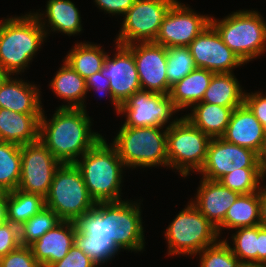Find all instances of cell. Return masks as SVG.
Listing matches in <instances>:
<instances>
[{
    "instance_id": "1f68e13d",
    "label": "cell",
    "mask_w": 266,
    "mask_h": 267,
    "mask_svg": "<svg viewBox=\"0 0 266 267\" xmlns=\"http://www.w3.org/2000/svg\"><path fill=\"white\" fill-rule=\"evenodd\" d=\"M21 176V146L0 141V193L17 189Z\"/></svg>"
},
{
    "instance_id": "4dcf8cb0",
    "label": "cell",
    "mask_w": 266,
    "mask_h": 267,
    "mask_svg": "<svg viewBox=\"0 0 266 267\" xmlns=\"http://www.w3.org/2000/svg\"><path fill=\"white\" fill-rule=\"evenodd\" d=\"M45 207V198L19 189L6 193V221L21 226Z\"/></svg>"
},
{
    "instance_id": "f546056e",
    "label": "cell",
    "mask_w": 266,
    "mask_h": 267,
    "mask_svg": "<svg viewBox=\"0 0 266 267\" xmlns=\"http://www.w3.org/2000/svg\"><path fill=\"white\" fill-rule=\"evenodd\" d=\"M108 54L101 46L87 43H77L64 58L65 62L82 78L86 79L103 68L104 60Z\"/></svg>"
},
{
    "instance_id": "cb8c5ba5",
    "label": "cell",
    "mask_w": 266,
    "mask_h": 267,
    "mask_svg": "<svg viewBox=\"0 0 266 267\" xmlns=\"http://www.w3.org/2000/svg\"><path fill=\"white\" fill-rule=\"evenodd\" d=\"M46 13L40 14L34 13V15L39 20L42 27H44V31L47 34L48 29L47 26L51 28L52 31L63 32L64 34L75 35L79 34L82 29L81 25V17L79 14L78 8H76L75 4L70 0H49L46 5ZM45 15V16H44ZM44 16V17H43ZM44 20V22H43ZM49 24V25H48Z\"/></svg>"
},
{
    "instance_id": "e0dca14e",
    "label": "cell",
    "mask_w": 266,
    "mask_h": 267,
    "mask_svg": "<svg viewBox=\"0 0 266 267\" xmlns=\"http://www.w3.org/2000/svg\"><path fill=\"white\" fill-rule=\"evenodd\" d=\"M197 68L218 73H232L233 68L245 64L209 25L188 46Z\"/></svg>"
},
{
    "instance_id": "2e32d148",
    "label": "cell",
    "mask_w": 266,
    "mask_h": 267,
    "mask_svg": "<svg viewBox=\"0 0 266 267\" xmlns=\"http://www.w3.org/2000/svg\"><path fill=\"white\" fill-rule=\"evenodd\" d=\"M126 47L132 52L141 89L169 95L166 76L167 48L154 42H135Z\"/></svg>"
},
{
    "instance_id": "30bf717a",
    "label": "cell",
    "mask_w": 266,
    "mask_h": 267,
    "mask_svg": "<svg viewBox=\"0 0 266 267\" xmlns=\"http://www.w3.org/2000/svg\"><path fill=\"white\" fill-rule=\"evenodd\" d=\"M176 0H135L123 16L116 44L154 42L161 23Z\"/></svg>"
},
{
    "instance_id": "603a6c76",
    "label": "cell",
    "mask_w": 266,
    "mask_h": 267,
    "mask_svg": "<svg viewBox=\"0 0 266 267\" xmlns=\"http://www.w3.org/2000/svg\"><path fill=\"white\" fill-rule=\"evenodd\" d=\"M41 114H22L0 108V141L19 146L39 140Z\"/></svg>"
},
{
    "instance_id": "b9f144b4",
    "label": "cell",
    "mask_w": 266,
    "mask_h": 267,
    "mask_svg": "<svg viewBox=\"0 0 266 267\" xmlns=\"http://www.w3.org/2000/svg\"><path fill=\"white\" fill-rule=\"evenodd\" d=\"M85 81H86L87 92L89 90L95 89L103 94H108L110 99L112 100L111 101L112 104H114L115 106L114 108L116 109L117 114H119L120 104L113 98V95L109 87V79L102 76L101 71L96 72L92 76H89L88 78L85 79ZM102 95L100 97H102Z\"/></svg>"
},
{
    "instance_id": "d4e9b609",
    "label": "cell",
    "mask_w": 266,
    "mask_h": 267,
    "mask_svg": "<svg viewBox=\"0 0 266 267\" xmlns=\"http://www.w3.org/2000/svg\"><path fill=\"white\" fill-rule=\"evenodd\" d=\"M235 108L198 102L191 108L192 113L184 117L210 138H221Z\"/></svg>"
},
{
    "instance_id": "bcb514c9",
    "label": "cell",
    "mask_w": 266,
    "mask_h": 267,
    "mask_svg": "<svg viewBox=\"0 0 266 267\" xmlns=\"http://www.w3.org/2000/svg\"><path fill=\"white\" fill-rule=\"evenodd\" d=\"M257 157H258V163L260 164L261 170L264 173H266V129H265V134H264L261 148L257 153Z\"/></svg>"
},
{
    "instance_id": "7dc6e473",
    "label": "cell",
    "mask_w": 266,
    "mask_h": 267,
    "mask_svg": "<svg viewBox=\"0 0 266 267\" xmlns=\"http://www.w3.org/2000/svg\"><path fill=\"white\" fill-rule=\"evenodd\" d=\"M6 221V193H0V225Z\"/></svg>"
},
{
    "instance_id": "836d02e7",
    "label": "cell",
    "mask_w": 266,
    "mask_h": 267,
    "mask_svg": "<svg viewBox=\"0 0 266 267\" xmlns=\"http://www.w3.org/2000/svg\"><path fill=\"white\" fill-rule=\"evenodd\" d=\"M196 68L189 47L178 46L167 48L166 76L170 87Z\"/></svg>"
},
{
    "instance_id": "e575fe53",
    "label": "cell",
    "mask_w": 266,
    "mask_h": 267,
    "mask_svg": "<svg viewBox=\"0 0 266 267\" xmlns=\"http://www.w3.org/2000/svg\"><path fill=\"white\" fill-rule=\"evenodd\" d=\"M265 173L261 168H242V171L230 172L224 175L219 182L228 189L239 194L258 192L261 188Z\"/></svg>"
},
{
    "instance_id": "4fadbf2b",
    "label": "cell",
    "mask_w": 266,
    "mask_h": 267,
    "mask_svg": "<svg viewBox=\"0 0 266 267\" xmlns=\"http://www.w3.org/2000/svg\"><path fill=\"white\" fill-rule=\"evenodd\" d=\"M210 21L208 15H198L176 0L165 15L154 43L166 48L188 47L210 25Z\"/></svg>"
},
{
    "instance_id": "d6986e66",
    "label": "cell",
    "mask_w": 266,
    "mask_h": 267,
    "mask_svg": "<svg viewBox=\"0 0 266 267\" xmlns=\"http://www.w3.org/2000/svg\"><path fill=\"white\" fill-rule=\"evenodd\" d=\"M75 221H61L29 247L41 267H50L62 260L74 245Z\"/></svg>"
},
{
    "instance_id": "4316f807",
    "label": "cell",
    "mask_w": 266,
    "mask_h": 267,
    "mask_svg": "<svg viewBox=\"0 0 266 267\" xmlns=\"http://www.w3.org/2000/svg\"><path fill=\"white\" fill-rule=\"evenodd\" d=\"M63 63L49 85L57 97L68 102V105L62 104L59 108L85 109L86 81L65 61Z\"/></svg>"
},
{
    "instance_id": "7a4b0ae2",
    "label": "cell",
    "mask_w": 266,
    "mask_h": 267,
    "mask_svg": "<svg viewBox=\"0 0 266 267\" xmlns=\"http://www.w3.org/2000/svg\"><path fill=\"white\" fill-rule=\"evenodd\" d=\"M106 142L102 137L80 158L81 160L74 163L95 203L122 201V168L126 166L118 156L116 148Z\"/></svg>"
},
{
    "instance_id": "7c38bea8",
    "label": "cell",
    "mask_w": 266,
    "mask_h": 267,
    "mask_svg": "<svg viewBox=\"0 0 266 267\" xmlns=\"http://www.w3.org/2000/svg\"><path fill=\"white\" fill-rule=\"evenodd\" d=\"M176 111L169 95L140 90L120 105L119 114H126L123 126L164 127Z\"/></svg>"
},
{
    "instance_id": "277c9868",
    "label": "cell",
    "mask_w": 266,
    "mask_h": 267,
    "mask_svg": "<svg viewBox=\"0 0 266 267\" xmlns=\"http://www.w3.org/2000/svg\"><path fill=\"white\" fill-rule=\"evenodd\" d=\"M167 127L121 126L112 145L128 168L168 167ZM161 130V131H160Z\"/></svg>"
},
{
    "instance_id": "9a60e30c",
    "label": "cell",
    "mask_w": 266,
    "mask_h": 267,
    "mask_svg": "<svg viewBox=\"0 0 266 267\" xmlns=\"http://www.w3.org/2000/svg\"><path fill=\"white\" fill-rule=\"evenodd\" d=\"M242 168H261L256 152L222 138H211L205 163L199 172L202 178L219 181L224 175L242 171Z\"/></svg>"
},
{
    "instance_id": "52a82bcc",
    "label": "cell",
    "mask_w": 266,
    "mask_h": 267,
    "mask_svg": "<svg viewBox=\"0 0 266 267\" xmlns=\"http://www.w3.org/2000/svg\"><path fill=\"white\" fill-rule=\"evenodd\" d=\"M211 138L197 129L184 116L176 118L167 127L168 166L187 177L191 170L203 167Z\"/></svg>"
},
{
    "instance_id": "6da1fadb",
    "label": "cell",
    "mask_w": 266,
    "mask_h": 267,
    "mask_svg": "<svg viewBox=\"0 0 266 267\" xmlns=\"http://www.w3.org/2000/svg\"><path fill=\"white\" fill-rule=\"evenodd\" d=\"M44 114L43 110L39 140L62 164L75 163L103 137L91 131V120L84 108L58 107L49 121Z\"/></svg>"
},
{
    "instance_id": "d6a6232c",
    "label": "cell",
    "mask_w": 266,
    "mask_h": 267,
    "mask_svg": "<svg viewBox=\"0 0 266 267\" xmlns=\"http://www.w3.org/2000/svg\"><path fill=\"white\" fill-rule=\"evenodd\" d=\"M61 221L53 210L45 206L19 227L21 245L29 246Z\"/></svg>"
},
{
    "instance_id": "60d3db41",
    "label": "cell",
    "mask_w": 266,
    "mask_h": 267,
    "mask_svg": "<svg viewBox=\"0 0 266 267\" xmlns=\"http://www.w3.org/2000/svg\"><path fill=\"white\" fill-rule=\"evenodd\" d=\"M244 103L253 112L256 119L266 129V95L262 92L245 93Z\"/></svg>"
},
{
    "instance_id": "3957f363",
    "label": "cell",
    "mask_w": 266,
    "mask_h": 267,
    "mask_svg": "<svg viewBox=\"0 0 266 267\" xmlns=\"http://www.w3.org/2000/svg\"><path fill=\"white\" fill-rule=\"evenodd\" d=\"M44 29L34 13L0 21V64L6 75L24 72L46 40Z\"/></svg>"
},
{
    "instance_id": "ab89813d",
    "label": "cell",
    "mask_w": 266,
    "mask_h": 267,
    "mask_svg": "<svg viewBox=\"0 0 266 267\" xmlns=\"http://www.w3.org/2000/svg\"><path fill=\"white\" fill-rule=\"evenodd\" d=\"M50 267H98L83 251L75 244L68 254L60 261L53 263Z\"/></svg>"
},
{
    "instance_id": "ba28073f",
    "label": "cell",
    "mask_w": 266,
    "mask_h": 267,
    "mask_svg": "<svg viewBox=\"0 0 266 267\" xmlns=\"http://www.w3.org/2000/svg\"><path fill=\"white\" fill-rule=\"evenodd\" d=\"M169 255H197L218 241V231L191 202L166 229Z\"/></svg>"
},
{
    "instance_id": "f1b7e54d",
    "label": "cell",
    "mask_w": 266,
    "mask_h": 267,
    "mask_svg": "<svg viewBox=\"0 0 266 267\" xmlns=\"http://www.w3.org/2000/svg\"><path fill=\"white\" fill-rule=\"evenodd\" d=\"M260 224L259 193L240 194L227 210L224 221L217 227L218 234L223 228L237 229ZM222 228V229H221Z\"/></svg>"
},
{
    "instance_id": "5bb4252c",
    "label": "cell",
    "mask_w": 266,
    "mask_h": 267,
    "mask_svg": "<svg viewBox=\"0 0 266 267\" xmlns=\"http://www.w3.org/2000/svg\"><path fill=\"white\" fill-rule=\"evenodd\" d=\"M143 229L140 202H107L108 238L120 249L142 251L145 247Z\"/></svg>"
},
{
    "instance_id": "8d00e7d4",
    "label": "cell",
    "mask_w": 266,
    "mask_h": 267,
    "mask_svg": "<svg viewBox=\"0 0 266 267\" xmlns=\"http://www.w3.org/2000/svg\"><path fill=\"white\" fill-rule=\"evenodd\" d=\"M200 267H239L240 260L235 257L226 239L208 246L199 252Z\"/></svg>"
},
{
    "instance_id": "f35d334b",
    "label": "cell",
    "mask_w": 266,
    "mask_h": 267,
    "mask_svg": "<svg viewBox=\"0 0 266 267\" xmlns=\"http://www.w3.org/2000/svg\"><path fill=\"white\" fill-rule=\"evenodd\" d=\"M20 246L19 226L5 221L0 225V258Z\"/></svg>"
},
{
    "instance_id": "8992f818",
    "label": "cell",
    "mask_w": 266,
    "mask_h": 267,
    "mask_svg": "<svg viewBox=\"0 0 266 267\" xmlns=\"http://www.w3.org/2000/svg\"><path fill=\"white\" fill-rule=\"evenodd\" d=\"M95 204L76 165L61 164L45 197V206L63 221H76L92 210Z\"/></svg>"
},
{
    "instance_id": "83f0119b",
    "label": "cell",
    "mask_w": 266,
    "mask_h": 267,
    "mask_svg": "<svg viewBox=\"0 0 266 267\" xmlns=\"http://www.w3.org/2000/svg\"><path fill=\"white\" fill-rule=\"evenodd\" d=\"M244 94L233 73H218L213 75L201 102L239 107L244 103Z\"/></svg>"
},
{
    "instance_id": "484cf974",
    "label": "cell",
    "mask_w": 266,
    "mask_h": 267,
    "mask_svg": "<svg viewBox=\"0 0 266 267\" xmlns=\"http://www.w3.org/2000/svg\"><path fill=\"white\" fill-rule=\"evenodd\" d=\"M213 75L214 73L209 70L196 68L173 85L169 96L175 108L179 111L186 107L192 108L195 104L201 102Z\"/></svg>"
},
{
    "instance_id": "8fae6325",
    "label": "cell",
    "mask_w": 266,
    "mask_h": 267,
    "mask_svg": "<svg viewBox=\"0 0 266 267\" xmlns=\"http://www.w3.org/2000/svg\"><path fill=\"white\" fill-rule=\"evenodd\" d=\"M62 163L40 141L21 146V176L17 189L46 197Z\"/></svg>"
},
{
    "instance_id": "7bdbcfd3",
    "label": "cell",
    "mask_w": 266,
    "mask_h": 267,
    "mask_svg": "<svg viewBox=\"0 0 266 267\" xmlns=\"http://www.w3.org/2000/svg\"><path fill=\"white\" fill-rule=\"evenodd\" d=\"M96 5L104 12L110 13L112 15L125 13L130 9V7L134 4L135 0H95Z\"/></svg>"
},
{
    "instance_id": "74e56055",
    "label": "cell",
    "mask_w": 266,
    "mask_h": 267,
    "mask_svg": "<svg viewBox=\"0 0 266 267\" xmlns=\"http://www.w3.org/2000/svg\"><path fill=\"white\" fill-rule=\"evenodd\" d=\"M1 267H41L29 246H20L0 258Z\"/></svg>"
},
{
    "instance_id": "ac0fdd59",
    "label": "cell",
    "mask_w": 266,
    "mask_h": 267,
    "mask_svg": "<svg viewBox=\"0 0 266 267\" xmlns=\"http://www.w3.org/2000/svg\"><path fill=\"white\" fill-rule=\"evenodd\" d=\"M115 49L117 53L113 58L110 55L105 58L101 74L109 79L113 98L121 105L142 89L132 52L119 44Z\"/></svg>"
},
{
    "instance_id": "c3c4849f",
    "label": "cell",
    "mask_w": 266,
    "mask_h": 267,
    "mask_svg": "<svg viewBox=\"0 0 266 267\" xmlns=\"http://www.w3.org/2000/svg\"><path fill=\"white\" fill-rule=\"evenodd\" d=\"M239 267H266L264 263H241Z\"/></svg>"
},
{
    "instance_id": "681fc988",
    "label": "cell",
    "mask_w": 266,
    "mask_h": 267,
    "mask_svg": "<svg viewBox=\"0 0 266 267\" xmlns=\"http://www.w3.org/2000/svg\"><path fill=\"white\" fill-rule=\"evenodd\" d=\"M7 75L6 73L4 72V70L2 69V66L0 64V80L5 78Z\"/></svg>"
},
{
    "instance_id": "44dd1931",
    "label": "cell",
    "mask_w": 266,
    "mask_h": 267,
    "mask_svg": "<svg viewBox=\"0 0 266 267\" xmlns=\"http://www.w3.org/2000/svg\"><path fill=\"white\" fill-rule=\"evenodd\" d=\"M265 134V128L256 119L249 107L243 103L232 113L224 135L226 142L245 147L258 153Z\"/></svg>"
},
{
    "instance_id": "ffe728a7",
    "label": "cell",
    "mask_w": 266,
    "mask_h": 267,
    "mask_svg": "<svg viewBox=\"0 0 266 267\" xmlns=\"http://www.w3.org/2000/svg\"><path fill=\"white\" fill-rule=\"evenodd\" d=\"M196 200L191 203L215 226L225 219L227 210L240 195L223 186L219 181L202 178Z\"/></svg>"
},
{
    "instance_id": "5b68a950",
    "label": "cell",
    "mask_w": 266,
    "mask_h": 267,
    "mask_svg": "<svg viewBox=\"0 0 266 267\" xmlns=\"http://www.w3.org/2000/svg\"><path fill=\"white\" fill-rule=\"evenodd\" d=\"M210 25L244 63L266 51V23L257 11L239 10L221 21L211 18Z\"/></svg>"
},
{
    "instance_id": "9c48e42d",
    "label": "cell",
    "mask_w": 266,
    "mask_h": 267,
    "mask_svg": "<svg viewBox=\"0 0 266 267\" xmlns=\"http://www.w3.org/2000/svg\"><path fill=\"white\" fill-rule=\"evenodd\" d=\"M77 231L74 244L96 265L107 263L121 250L108 238L107 202H98L94 208L75 221Z\"/></svg>"
},
{
    "instance_id": "f6af8a7d",
    "label": "cell",
    "mask_w": 266,
    "mask_h": 267,
    "mask_svg": "<svg viewBox=\"0 0 266 267\" xmlns=\"http://www.w3.org/2000/svg\"><path fill=\"white\" fill-rule=\"evenodd\" d=\"M260 202V225L266 228V186L258 191Z\"/></svg>"
},
{
    "instance_id": "d590c367",
    "label": "cell",
    "mask_w": 266,
    "mask_h": 267,
    "mask_svg": "<svg viewBox=\"0 0 266 267\" xmlns=\"http://www.w3.org/2000/svg\"><path fill=\"white\" fill-rule=\"evenodd\" d=\"M232 236L233 254L241 263H257L258 225L237 228Z\"/></svg>"
},
{
    "instance_id": "ee69618b",
    "label": "cell",
    "mask_w": 266,
    "mask_h": 267,
    "mask_svg": "<svg viewBox=\"0 0 266 267\" xmlns=\"http://www.w3.org/2000/svg\"><path fill=\"white\" fill-rule=\"evenodd\" d=\"M266 262V228L258 225L257 263Z\"/></svg>"
},
{
    "instance_id": "7402d4cb",
    "label": "cell",
    "mask_w": 266,
    "mask_h": 267,
    "mask_svg": "<svg viewBox=\"0 0 266 267\" xmlns=\"http://www.w3.org/2000/svg\"><path fill=\"white\" fill-rule=\"evenodd\" d=\"M39 89L10 75L0 80V108L22 114H42Z\"/></svg>"
}]
</instances>
